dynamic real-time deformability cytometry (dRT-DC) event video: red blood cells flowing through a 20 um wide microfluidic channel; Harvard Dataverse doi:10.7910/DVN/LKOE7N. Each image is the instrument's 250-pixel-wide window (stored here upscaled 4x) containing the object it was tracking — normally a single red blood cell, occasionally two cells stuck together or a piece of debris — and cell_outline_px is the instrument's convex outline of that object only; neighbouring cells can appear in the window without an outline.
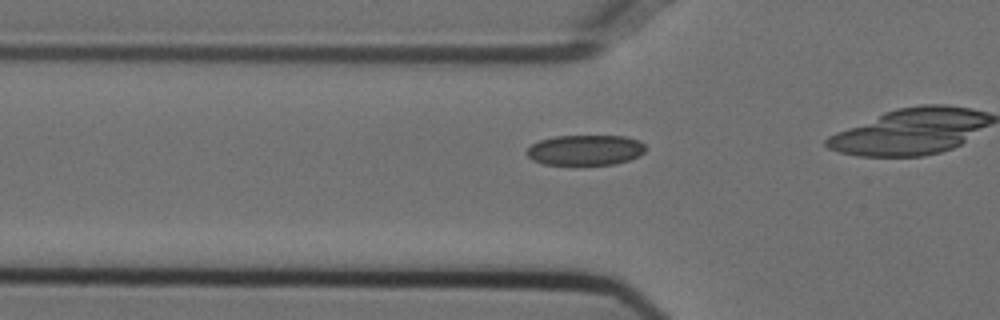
{"species": "Egyptian fruit bat (a non-hibernating species)", "species_latin": "Rousettus aegyptiacus", "temperature_condition": "cold", "stored_images_in_passage": 9, "camera_frame_rate_fps": 3000, "um_per_image_px": 0.085, "animal": {"sex": "female"}, "frame": {"image": 1, "passage_image": 3, "time_ms": 0.667, "image_size_px": [1000, 320], "cell_outline_px": [[644, 152], [640, 156], [616, 164], [544, 164], [532, 160], [524, 152], [532, 144], [540, 140], [556, 136], [624, 136], [640, 140], [644, 144]], "centroid_in_image_um": [49.75, 12.75], "position_along_channel_um": 76.0, "area_um2": 20.98}}
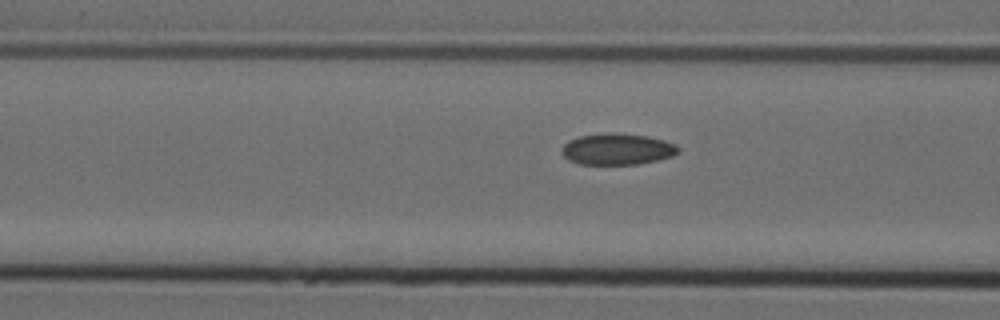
{"frame": {"image": 2, "passage_image": 6, "time_ms": 1.667, "image_size_px": [1000, 320], "cell_outline_px": [[680, 152], [672, 156], [660, 160], [636, 164], [580, 164], [568, 160], [560, 152], [564, 144], [568, 140], [580, 136], [612, 132], [648, 136], [664, 140], [676, 144], [680, 148]], "centroid_in_image_um": [52.49, 12.67], "position_along_channel_um": 114.1, "area_um2": 21.44}}